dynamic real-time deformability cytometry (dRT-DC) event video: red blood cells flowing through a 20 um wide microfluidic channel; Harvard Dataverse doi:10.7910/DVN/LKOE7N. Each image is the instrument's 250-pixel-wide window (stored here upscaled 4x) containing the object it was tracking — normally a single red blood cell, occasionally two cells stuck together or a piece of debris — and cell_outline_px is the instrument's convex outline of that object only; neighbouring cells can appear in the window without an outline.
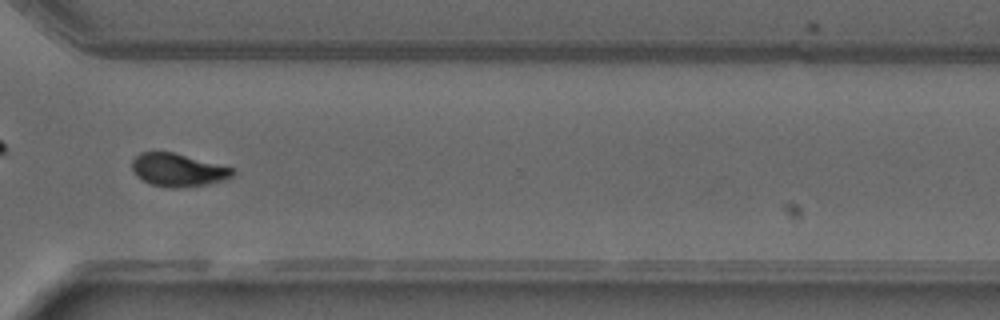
{"species": "common noctule bat (a hibernating species)", "species_latin": "Nyctalus noctula", "temperature_condition": "warm", "stored_images_in_passage": 47, "camera_frame_rate_fps": 3000, "um_per_image_px": 0.085, "animal": {"sex": "male", "forearm_length_mm": 52.5}, "frame": {"image": 1, "passage_image": 34, "time_ms": 11.0, "image_size_px": [1000, 320], "cell_outline_px": [[236, 172], [232, 176], [224, 180], [208, 184], [184, 188], [168, 188], [152, 184], [136, 176], [132, 168], [132, 160], [140, 152], [172, 152], [232, 168]], "centroid_in_image_um": [15.12, 14.46], "position_along_channel_um": 355.5, "area_um2": 19.19}}
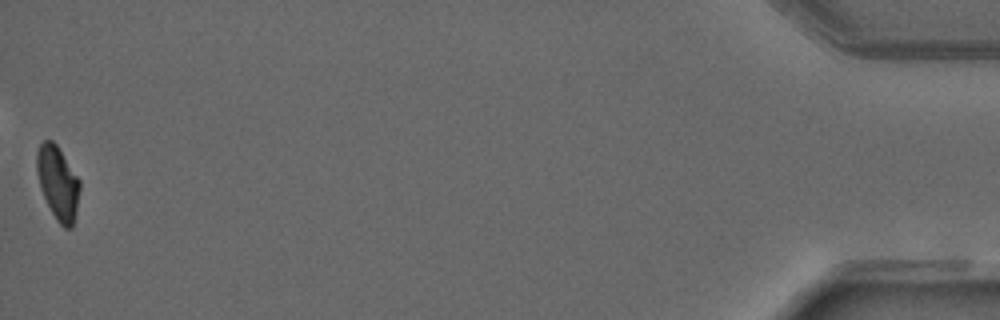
{"frame": {"image": 2, "passage_image": 47, "time_ms": 15.333, "image_size_px": [1000, 320], "cell_outline_px": [[80, 188], [76, 212], [72, 228], [64, 228], [56, 220], [40, 188], [36, 172], [36, 152], [40, 144], [44, 140], [52, 140], [56, 144], [80, 180]], "centroid_in_image_um": [4.91, 15.53], "position_along_channel_um": 430.3, "area_um2": 18.38}, "authors_computed_cell_mechanics": {"area_um2": 19.1896, "velocity_mm_per_s": 4.0283, "shape_relaxation_time_tau1_ms": 8.7383, "shape_relaxation_time_tau2_ms": 2.2817, "deformation_change_tau1": 0.2371, "deformation_change_tau2": 0.0721}}